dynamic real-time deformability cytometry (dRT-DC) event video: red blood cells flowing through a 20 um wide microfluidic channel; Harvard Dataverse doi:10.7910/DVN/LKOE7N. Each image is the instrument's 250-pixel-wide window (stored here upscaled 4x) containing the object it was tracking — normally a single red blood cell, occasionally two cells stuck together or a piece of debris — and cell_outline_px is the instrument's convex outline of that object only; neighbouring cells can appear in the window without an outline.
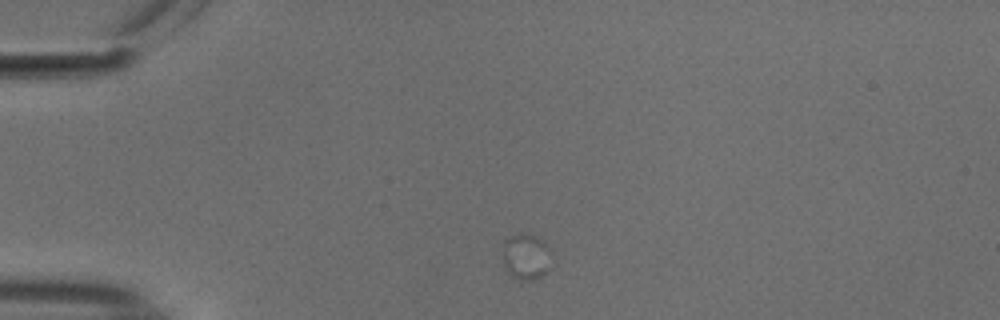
{"species": "common noctule bat (a hibernating species)", "species_latin": "Nyctalus noctula", "temperature_condition": "cold", "stored_images_in_passage": 4, "camera_frame_rate_fps": 3000, "um_per_image_px": 0.085, "animal": {"sex": "male", "body_mass_g": 18.8}, "frame": {"image": 1, "passage_image": 1, "time_ms": 0.0, "image_size_px": [1000, 320], "cell_outline_px": [[552, 252], [548, 268], [540, 276], [532, 280], [524, 280], [512, 276], [504, 268], [504, 240], [520, 232], [536, 236], [544, 240]], "centroid_in_image_um": [44.73, 21.78], "position_along_channel_um": 40.3, "area_um2": 13.01}}